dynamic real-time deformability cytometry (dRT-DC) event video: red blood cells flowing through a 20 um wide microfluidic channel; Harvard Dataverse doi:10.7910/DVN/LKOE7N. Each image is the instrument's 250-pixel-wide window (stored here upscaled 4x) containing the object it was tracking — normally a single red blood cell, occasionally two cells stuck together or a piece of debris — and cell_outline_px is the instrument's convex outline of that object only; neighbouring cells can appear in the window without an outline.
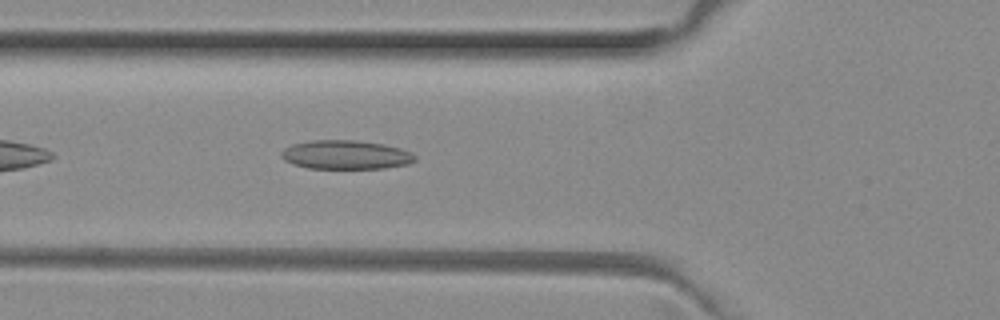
{"species": "common noctule bat (a hibernating species)", "species_latin": "Nyctalus noctula", "temperature_condition": "room temperature", "stored_images_in_passage": 37, "camera_frame_rate_fps": 3000, "um_per_image_px": 0.085, "animal": {"sex": "female", "body_mass_g": 29.2, "forearm_length_mm": 56.3}, "frame": {"image": 1, "passage_image": 4, "time_ms": 1.0, "image_size_px": [1000, 320], "cell_outline_px": [[416, 160], [408, 164], [384, 168], [308, 168], [292, 164], [284, 160], [280, 156], [280, 152], [284, 148], [292, 144], [312, 140], [356, 140], [384, 144], [400, 148], [412, 152], [416, 156]], "centroid_in_image_um": [29.38, 13.15], "position_along_channel_um": 96.4, "area_um2": 22.66}}
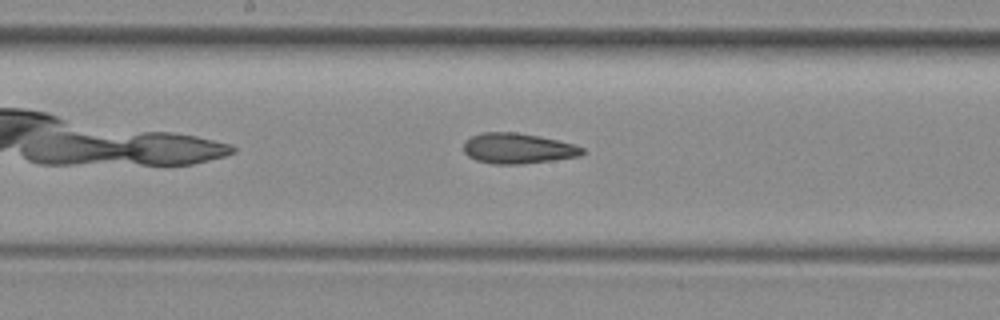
{"frame": {"image": 2, "passage_image": 12, "time_ms": 3.667, "image_size_px": [1000, 320], "cell_outline_px": [[584, 152], [580, 156], [556, 160], [520, 164], [492, 164], [476, 160], [468, 156], [464, 152], [464, 140], [480, 132], [516, 132], [540, 136], [572, 144], [584, 148]], "centroid_in_image_um": [43.99, 12.61], "position_along_channel_um": 204.2, "area_um2": 21.15}}
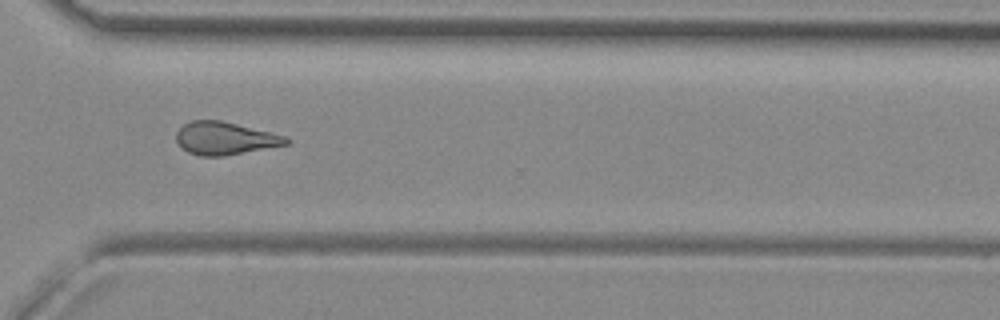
{"frame": {"image": 3, "passage_image": 23, "time_ms": 7.333, "image_size_px": [1000, 320], "cell_outline_px": [[292, 140], [288, 144], [224, 156], [200, 156], [188, 152], [176, 140], [176, 132], [184, 124], [192, 120], [220, 120], [284, 136]], "centroid_in_image_um": [19.1, 11.76], "position_along_channel_um": 351.5, "area_um2": 20.63}, "authors_computed_cell_mechanics": {"area_um2": 21.0392, "velocity_mm_per_s": 4.0243, "shape_relaxation_time_tau1_ms": null, "shape_relaxation_time_tau2_ms": 3.3044, "deformation_change_tau1": null, "deformation_change_tau2": 0.1298}}